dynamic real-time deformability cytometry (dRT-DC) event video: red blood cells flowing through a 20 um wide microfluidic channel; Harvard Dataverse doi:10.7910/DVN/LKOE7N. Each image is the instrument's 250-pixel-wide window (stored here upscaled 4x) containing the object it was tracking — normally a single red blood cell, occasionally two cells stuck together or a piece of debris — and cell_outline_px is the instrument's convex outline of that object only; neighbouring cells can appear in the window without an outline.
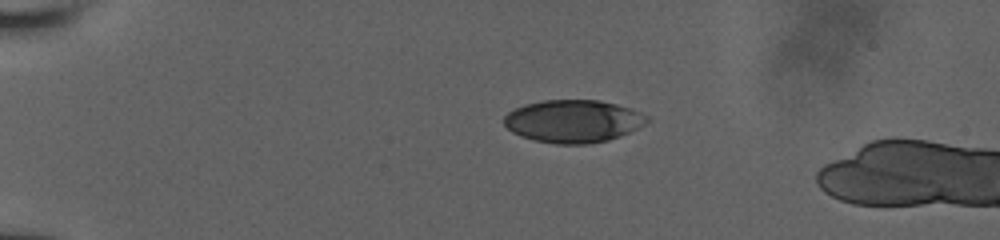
{"species": "human", "species_latin": "Homo sapiens", "temperature_condition": "room temperature", "stored_images_in_passage": 6, "camera_frame_rate_fps": 3000, "um_per_image_px": 0.085, "donor": {"sex": "male"}, "frame": {"image": 1, "passage_image": 1, "time_ms": 0.0, "image_size_px": [1000, 240], "cell_outline_px": [[648, 120], [644, 124], [620, 136], [608, 140], [588, 144], [556, 144], [536, 140], [520, 136], [512, 132], [504, 124], [504, 116], [508, 112], [524, 104], [544, 100], [600, 100], [632, 108], [648, 116]], "centroid_in_image_um": [48.71, 10.29], "position_along_channel_um": 36.3, "area_um2": 35.49}}